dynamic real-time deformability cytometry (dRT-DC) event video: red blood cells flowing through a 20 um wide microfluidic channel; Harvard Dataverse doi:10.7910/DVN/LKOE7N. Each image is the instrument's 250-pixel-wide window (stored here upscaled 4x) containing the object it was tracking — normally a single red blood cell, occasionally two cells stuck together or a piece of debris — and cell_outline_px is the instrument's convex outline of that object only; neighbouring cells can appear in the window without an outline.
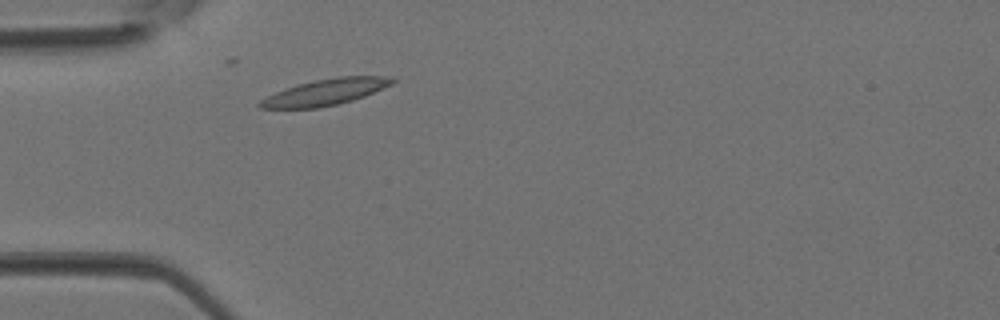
{"species": "Egyptian fruit bat (a non-hibernating species)", "species_latin": "Rousettus aegyptiacus", "temperature_condition": "room temperature", "stored_images_in_passage": 2, "camera_frame_rate_fps": 3000, "um_per_image_px": 0.085, "animal": {"sex": "female"}, "frame": {"image": 1, "passage_image": 2, "time_ms": 0.333, "image_size_px": [1000, 320], "cell_outline_px": [[396, 80], [392, 84], [364, 96], [352, 100], [336, 104], [316, 108], [260, 108], [256, 104], [260, 100], [276, 92], [300, 84], [316, 80], [336, 76], [392, 76]], "centroid_in_image_um": [27.68, 7.82], "position_along_channel_um": 57.3, "area_um2": 19.88}}